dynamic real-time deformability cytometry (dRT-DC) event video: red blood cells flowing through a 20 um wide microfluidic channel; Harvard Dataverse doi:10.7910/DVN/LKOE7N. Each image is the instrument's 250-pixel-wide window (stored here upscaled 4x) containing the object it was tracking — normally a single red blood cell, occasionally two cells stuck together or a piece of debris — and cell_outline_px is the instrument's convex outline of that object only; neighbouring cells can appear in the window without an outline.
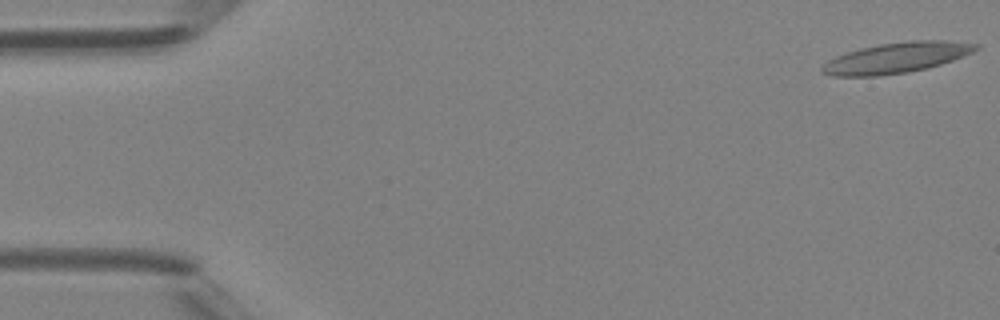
{"species": "Egyptian fruit bat (a non-hibernating species)", "species_latin": "Rousettus aegyptiacus", "temperature_condition": "room temperature", "stored_images_in_passage": 47, "camera_frame_rate_fps": 3000, "um_per_image_px": 0.085, "animal": {"sex": "female"}, "frame": {"image": 1, "passage_image": 1, "time_ms": 0.0, "image_size_px": [1000, 320], "cell_outline_px": [[980, 48], [972, 52], [952, 60], [940, 64], [908, 72], [876, 76], [832, 76], [820, 72], [820, 68], [828, 60], [836, 56], [860, 48], [880, 44], [908, 40], [944, 40], [980, 44]], "centroid_in_image_um": [76.18, 4.9], "position_along_channel_um": 8.8, "area_um2": 27.22}}
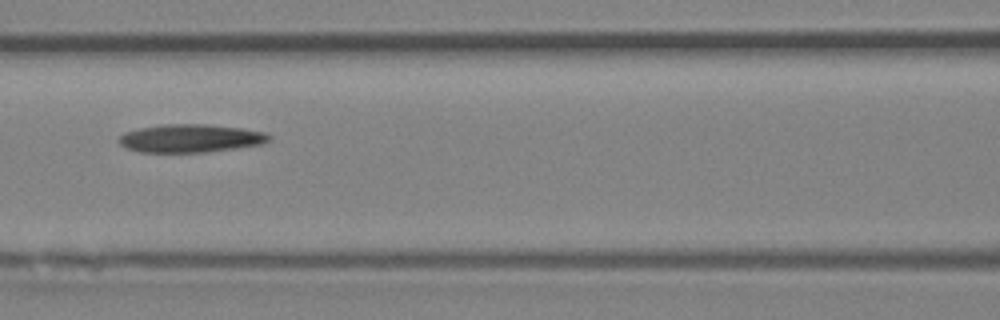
{"frame": {"image": 2, "passage_image": 21, "time_ms": 6.667, "image_size_px": [1000, 320], "cell_outline_px": [[272, 136], [264, 144], [208, 152], [140, 152], [128, 148], [120, 144], [120, 136], [124, 132], [140, 128], [164, 124], [208, 124], [240, 128], [264, 132]], "centroid_in_image_um": [16.22, 11.75], "position_along_channel_um": 150.4, "area_um2": 24.51}}
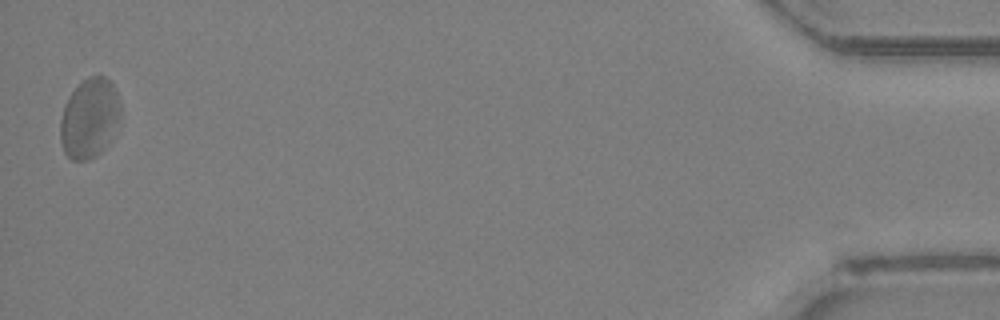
{"frame": {"image": 3, "passage_image": 47, "time_ms": 15.333, "image_size_px": [1000, 320], "cell_outline_px": [[120, 116], [108, 144], [100, 152], [88, 160], [72, 160], [64, 152], [60, 140], [60, 120], [64, 104], [68, 96], [88, 76], [104, 76], [112, 84], [116, 92], [120, 108]], "centroid_in_image_um": [7.58, 10.06], "position_along_channel_um": 427.6, "area_um2": 27.69}, "authors_computed_cell_mechanics": {"area_um2": 25.3742, "velocity_mm_per_s": 4.2913, "shape_relaxation_time_tau1_ms": null, "shape_relaxation_time_tau2_ms": 6.1638, "deformation_change_tau1": null, "deformation_change_tau2": 0.1464}}